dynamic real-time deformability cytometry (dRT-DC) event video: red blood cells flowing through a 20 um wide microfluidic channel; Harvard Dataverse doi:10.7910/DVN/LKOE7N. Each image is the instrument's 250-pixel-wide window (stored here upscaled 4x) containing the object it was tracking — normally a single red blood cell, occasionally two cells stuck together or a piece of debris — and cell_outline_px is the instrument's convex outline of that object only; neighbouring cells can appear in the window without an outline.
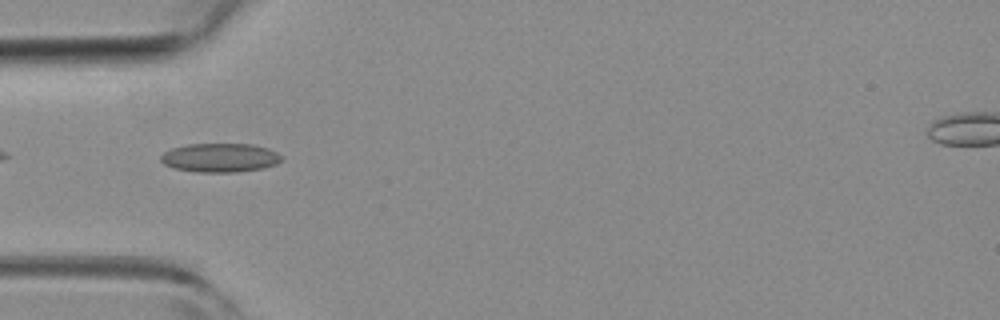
{"species": "common noctule bat (a hibernating species)", "species_latin": "Nyctalus noctula", "temperature_condition": "room temperature", "stored_images_in_passage": 51, "camera_frame_rate_fps": 3000, "um_per_image_px": 0.085, "animal": {"sex": "female", "body_mass_g": 19.3, "forearm_length_mm": 54.1}, "frame": {"image": 1, "passage_image": 16, "time_ms": 5.0, "image_size_px": [1000, 320], "cell_outline_px": [[284, 160], [276, 164], [264, 168], [236, 172], [196, 172], [176, 168], [164, 164], [160, 160], [160, 156], [164, 152], [172, 148], [188, 144], [252, 144], [268, 148], [284, 156]], "centroid_in_image_um": [18.75, 13.4], "position_along_channel_um": 66.3, "area_um2": 20.46}}
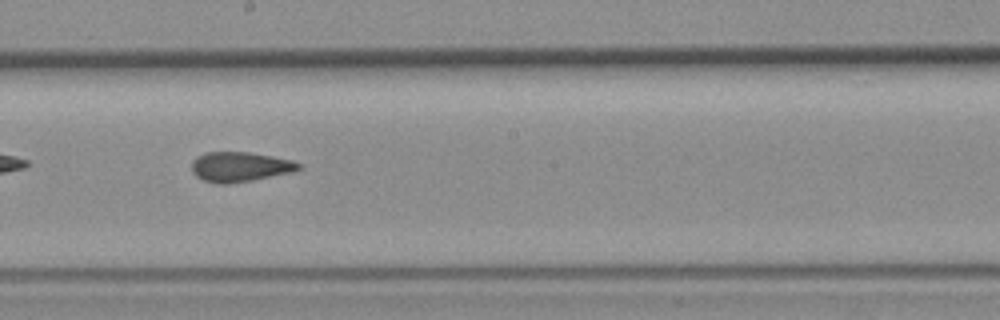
{"frame": {"image": 2, "passage_image": 28, "time_ms": 9.0, "image_size_px": [1000, 320], "cell_outline_px": [[300, 168], [292, 172], [252, 180], [228, 184], [220, 184], [204, 180], [196, 176], [192, 172], [192, 160], [196, 156], [204, 152], [248, 152], [272, 156], [292, 160], [300, 164]], "centroid_in_image_um": [20.36, 14.17], "position_along_channel_um": 227.8, "area_um2": 18.55}}
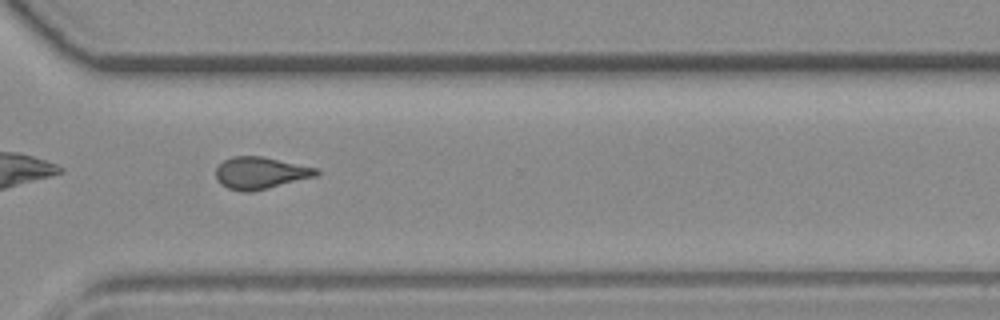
{"frame": {"image": 3, "passage_image": 37, "time_ms": 12.0, "image_size_px": [1000, 320], "cell_outline_px": [[320, 172], [316, 176], [252, 192], [240, 192], [228, 188], [220, 184], [216, 180], [216, 168], [224, 160], [232, 156], [264, 156], [316, 168]], "centroid_in_image_um": [22.1, 14.7], "position_along_channel_um": 348.5, "area_um2": 18.79}, "authors_computed_cell_mechanics": {"area_um2": 18.8428, "velocity_mm_per_s": 4.0267, "shape_relaxation_time_tau1_ms": null, "shape_relaxation_time_tau2_ms": 2.1063, "deformation_change_tau1": null, "deformation_change_tau2": 0.0813}}